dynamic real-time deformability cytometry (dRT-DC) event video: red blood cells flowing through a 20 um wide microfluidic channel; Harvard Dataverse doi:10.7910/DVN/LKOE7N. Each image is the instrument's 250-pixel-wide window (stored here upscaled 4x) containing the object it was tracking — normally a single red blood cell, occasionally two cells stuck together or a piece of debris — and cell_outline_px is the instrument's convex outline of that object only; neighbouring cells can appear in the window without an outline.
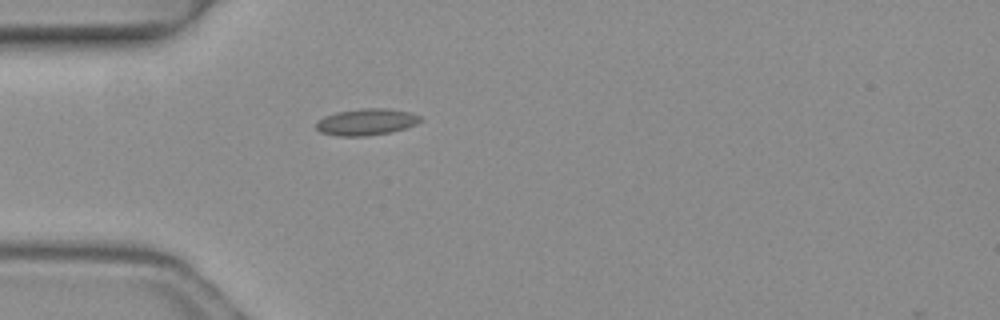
{"species": "common noctule bat (a hibernating species)", "species_latin": "Nyctalus noctula", "temperature_condition": "warm", "stored_images_in_passage": 3, "camera_frame_rate_fps": 3000, "um_per_image_px": 0.085, "animal": {"sex": "female", "body_mass_g": 19.3, "forearm_length_mm": 54.1}, "frame": {"image": 1, "passage_image": 3, "time_ms": 0.667, "image_size_px": [1000, 320], "cell_outline_px": [[420, 120], [416, 124], [392, 132], [364, 136], [340, 136], [320, 132], [316, 128], [316, 120], [324, 116], [336, 112], [360, 108], [388, 108], [412, 112], [420, 116]], "centroid_in_image_um": [31.12, 10.35], "position_along_channel_um": 53.9, "area_um2": 16.24}}